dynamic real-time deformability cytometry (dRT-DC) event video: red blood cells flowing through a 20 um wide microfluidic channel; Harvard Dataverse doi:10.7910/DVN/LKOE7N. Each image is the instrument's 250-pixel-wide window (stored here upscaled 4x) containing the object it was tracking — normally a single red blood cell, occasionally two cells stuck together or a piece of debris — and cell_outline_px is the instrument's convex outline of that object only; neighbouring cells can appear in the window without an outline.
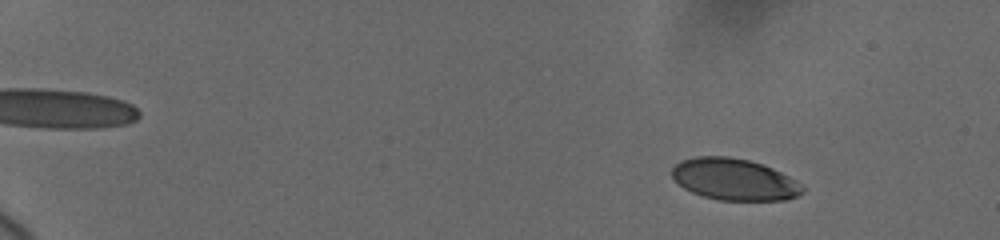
{"species": "human", "species_latin": "Homo sapiens", "temperature_condition": "cold", "stored_images_in_passage": 84, "camera_frame_rate_fps": 3000, "um_per_image_px": 0.085, "donor": {"sex": "female"}, "frame": {"image": 1, "passage_image": 11, "time_ms": 2.333, "image_size_px": [1000, 240], "cell_outline_px": [[804, 192], [796, 196], [784, 200], [720, 200], [704, 196], [692, 192], [684, 188], [672, 176], [672, 168], [680, 160], [696, 156], [728, 156], [748, 160], [772, 168], [796, 180], [804, 188]], "centroid_in_image_um": [62.4, 15.24], "position_along_channel_um": 22.6, "area_um2": 31.44}}
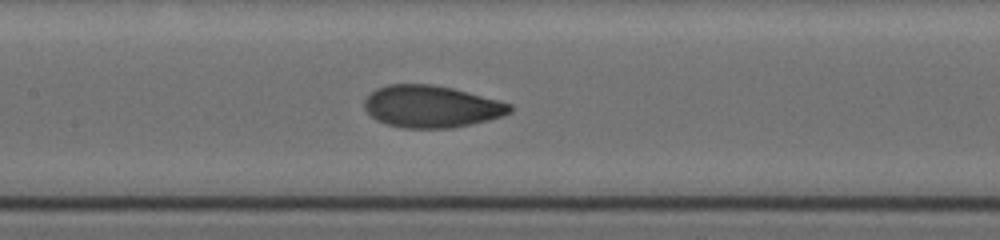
{"frame": {"image": 2, "passage_image": 49, "time_ms": 10.333, "image_size_px": [1000, 240], "cell_outline_px": [[512, 112], [504, 116], [488, 120], [452, 128], [400, 128], [384, 124], [376, 120], [364, 108], [364, 100], [376, 88], [388, 84], [432, 84], [452, 88], [500, 100], [512, 104]], "centroid_in_image_um": [36.67, 9.06], "position_along_channel_um": 170.7, "area_um2": 35.89}}
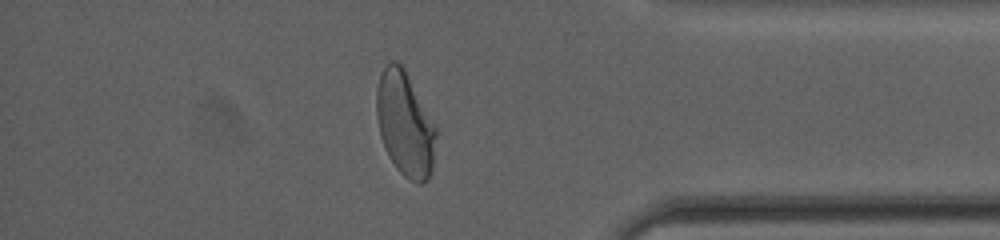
{"frame": {"image": 3, "passage_image": 76, "time_ms": 17.0, "image_size_px": [1000, 240], "cell_outline_px": [[436, 136], [432, 172], [428, 180], [420, 184], [416, 184], [408, 180], [396, 168], [388, 156], [384, 148], [380, 136], [376, 116], [376, 88], [380, 76], [384, 68], [392, 60], [396, 60], [404, 68], [436, 128]], "centroid_in_image_um": [34.41, 10.59], "position_along_channel_um": 400.8, "area_um2": 36.24}, "authors_computed_cell_mechanics": {"area_um2": 35.258, "velocity_mm_per_s": 3.6785, "shape_relaxation_time_tau1_ms": 3.6521, "shape_relaxation_time_tau2_ms": null, "deformation_change_tau1": 0.1648, "deformation_change_tau2": null}}